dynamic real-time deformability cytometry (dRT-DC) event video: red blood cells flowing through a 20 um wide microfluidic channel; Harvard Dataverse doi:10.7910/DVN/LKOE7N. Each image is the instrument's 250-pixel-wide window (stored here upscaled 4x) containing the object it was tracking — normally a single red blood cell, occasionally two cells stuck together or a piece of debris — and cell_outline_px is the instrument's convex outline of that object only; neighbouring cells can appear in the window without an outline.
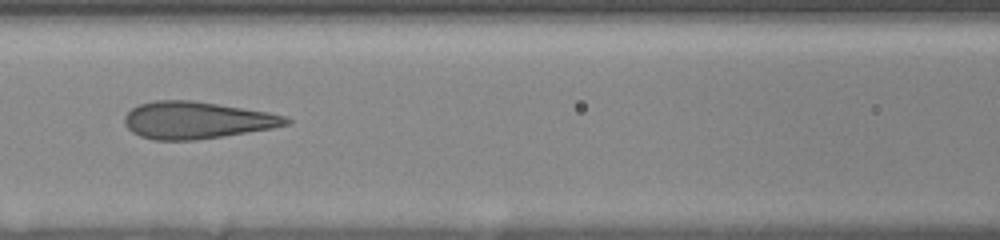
{"species": "human", "species_latin": "Homo sapiens", "temperature_condition": "room temperature", "stored_images_in_passage": 18, "camera_frame_rate_fps": 3000, "um_per_image_px": 0.085, "donor": {"sex": "female"}, "frame": {"image": 1, "passage_image": 16, "time_ms": 8.0, "image_size_px": [1000, 240], "cell_outline_px": [[292, 124], [272, 128], [196, 140], [156, 140], [140, 136], [132, 132], [124, 124], [124, 116], [132, 108], [140, 104], [152, 100], [192, 100], [268, 112], [288, 116], [292, 120]], "centroid_in_image_um": [16.73, 10.21], "position_along_channel_um": 149.9, "area_um2": 34.91}}